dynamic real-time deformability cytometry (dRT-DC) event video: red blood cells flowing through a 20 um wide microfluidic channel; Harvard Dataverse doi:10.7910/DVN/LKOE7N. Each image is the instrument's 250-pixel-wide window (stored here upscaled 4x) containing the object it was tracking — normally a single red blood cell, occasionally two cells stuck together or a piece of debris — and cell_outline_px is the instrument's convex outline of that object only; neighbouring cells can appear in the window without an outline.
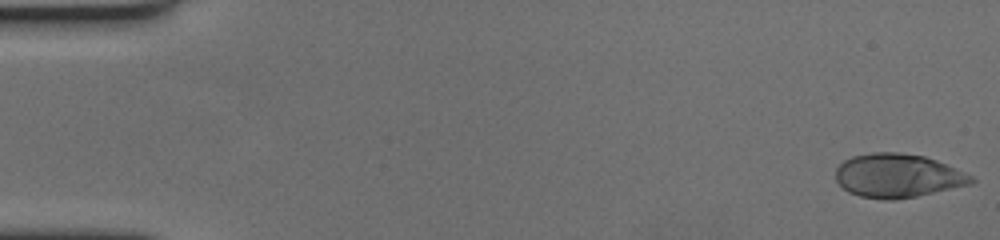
{"species": "human", "species_latin": "Homo sapiens", "temperature_condition": "cold", "stored_images_in_passage": 59, "camera_frame_rate_fps": 3000, "um_per_image_px": 0.085, "donor": {"sex": "female"}, "frame": {"image": 1, "passage_image": 1, "time_ms": 0.0, "image_size_px": [1000, 240], "cell_outline_px": [[976, 180], [972, 184], [916, 196], [896, 200], [884, 200], [860, 196], [848, 192], [836, 180], [836, 168], [844, 160], [852, 156], [872, 152], [900, 152], [924, 156], [936, 160], [972, 176]], "centroid_in_image_um": [76.29, 14.93], "position_along_channel_um": 8.7, "area_um2": 34.51}}
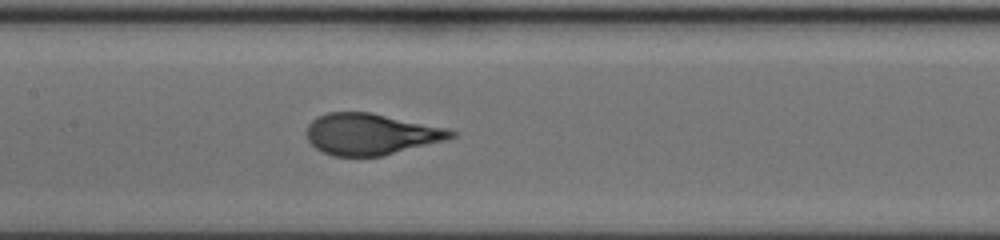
{"frame": {"image": 2, "passage_image": 29, "time_ms": 9.333, "image_size_px": [1000, 240], "cell_outline_px": [[456, 136], [444, 140], [384, 156], [332, 156], [320, 152], [308, 140], [304, 132], [308, 124], [316, 116], [328, 112], [372, 112], [448, 128], [456, 132]], "centroid_in_image_um": [31.48, 11.4], "position_along_channel_um": 175.9, "area_um2": 35.14}}
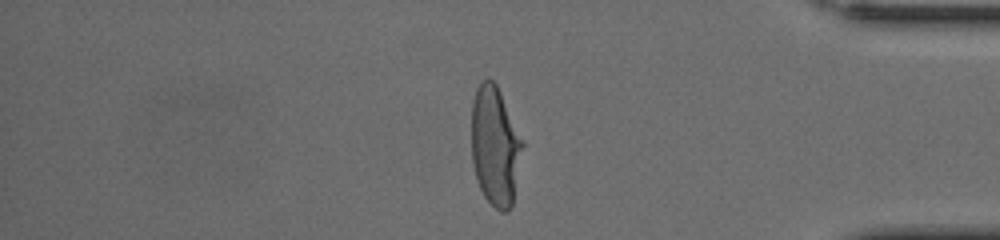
{"frame": {"image": 3, "passage_image": 50, "time_ms": 16.333, "image_size_px": [1000, 240], "cell_outline_px": [[524, 144], [512, 208], [508, 212], [500, 212], [484, 196], [476, 180], [472, 164], [472, 100], [476, 88], [480, 80], [488, 76], [496, 84], [500, 92]], "centroid_in_image_um": [42.08, 12.42], "position_along_channel_um": 393.1, "area_um2": 35.72}, "authors_computed_cell_mechanics": {"area_um2": 35.0846, "velocity_mm_per_s": 3.4733, "shape_relaxation_time_tau1_ms": 4.4728, "shape_relaxation_time_tau2_ms": null, "deformation_change_tau1": 0.2285, "deformation_change_tau2": null}}